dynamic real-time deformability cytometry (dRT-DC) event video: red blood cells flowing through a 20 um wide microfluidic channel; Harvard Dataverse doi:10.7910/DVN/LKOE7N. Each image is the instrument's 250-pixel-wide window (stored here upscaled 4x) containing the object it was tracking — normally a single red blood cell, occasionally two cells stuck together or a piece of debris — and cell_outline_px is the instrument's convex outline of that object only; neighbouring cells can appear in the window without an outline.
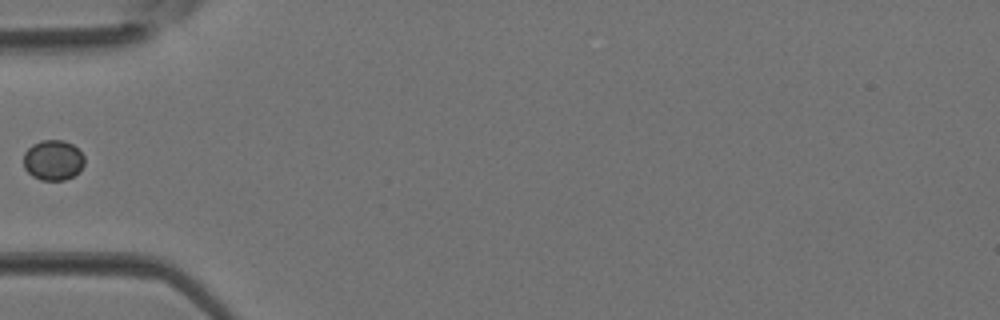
{"species": "Egyptian fruit bat (a non-hibernating species)", "species_latin": "Rousettus aegyptiacus", "temperature_condition": "room temperature", "stored_images_in_passage": 1, "camera_frame_rate_fps": 3000, "um_per_image_px": 0.085, "animal": {"sex": "female"}, "frame": {"image": 1, "passage_image": 1, "time_ms": 0.0, "image_size_px": [1000, 320], "cell_outline_px": [[84, 164], [72, 176], [64, 180], [40, 180], [32, 176], [24, 168], [24, 152], [32, 144], [40, 140], [64, 140], [72, 144], [84, 156]], "centroid_in_image_um": [4.48, 13.6], "position_along_channel_um": 80.5, "area_um2": 14.22}}